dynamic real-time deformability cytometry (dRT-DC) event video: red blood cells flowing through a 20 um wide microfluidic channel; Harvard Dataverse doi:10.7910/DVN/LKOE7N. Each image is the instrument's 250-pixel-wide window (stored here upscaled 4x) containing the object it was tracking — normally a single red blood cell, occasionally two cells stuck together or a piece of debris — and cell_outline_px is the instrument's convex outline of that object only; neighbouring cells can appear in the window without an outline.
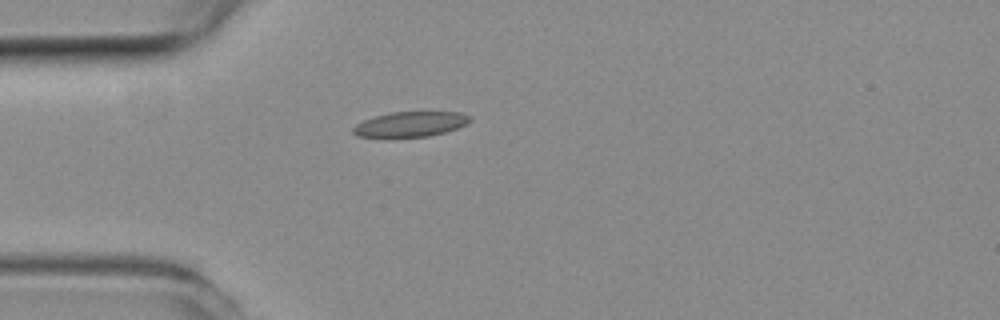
{"species": "common noctule bat (a hibernating species)", "species_latin": "Nyctalus noctula", "temperature_condition": "room temperature", "stored_images_in_passage": 34, "camera_frame_rate_fps": 3000, "um_per_image_px": 0.085, "animal": {"sex": "female", "body_mass_g": 19.3, "forearm_length_mm": 54.1}, "frame": {"image": 1, "passage_image": 1, "time_ms": 0.0, "image_size_px": [1000, 320], "cell_outline_px": [[472, 120], [456, 128], [444, 132], [428, 136], [356, 136], [352, 132], [352, 128], [356, 124], [364, 120], [376, 116], [392, 112], [460, 112], [468, 116]], "centroid_in_image_um": [34.87, 10.54], "position_along_channel_um": 50.1, "area_um2": 16.59}}
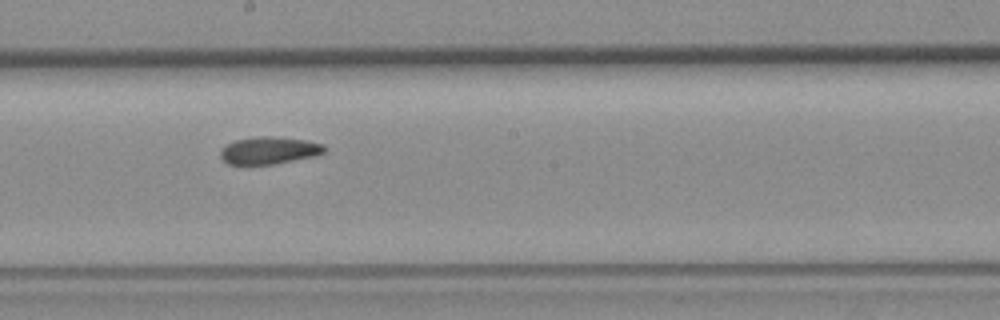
{"frame": {"image": 2, "passage_image": 15, "time_ms": 4.667, "image_size_px": [1000, 320], "cell_outline_px": [[324, 152], [316, 156], [272, 164], [248, 168], [244, 168], [228, 164], [220, 156], [220, 152], [228, 144], [236, 140], [260, 136], [272, 136], [304, 140], [324, 144]], "centroid_in_image_um": [22.82, 12.84], "position_along_channel_um": 225.4, "area_um2": 16.94}}
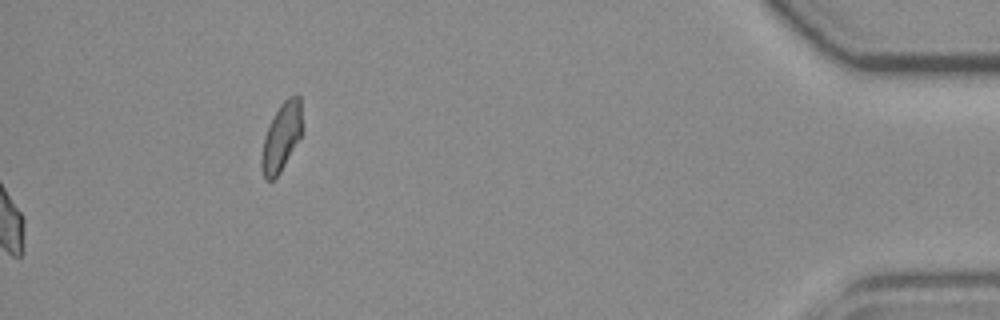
{"frame": {"image": 3, "passage_image": 34, "time_ms": 11.0, "image_size_px": [1000, 320], "cell_outline_px": [[300, 136], [280, 172], [272, 180], [264, 180], [260, 164], [260, 160], [264, 136], [280, 104], [288, 96], [296, 92], [300, 96]], "centroid_in_image_um": [23.88, 11.65], "position_along_channel_um": 411.3, "area_um2": 15.72}, "authors_computed_cell_mechanics": {"area_um2": 16.9643, "velocity_mm_per_s": 3.9668, "shape_relaxation_time_tau1_ms": null, "shape_relaxation_time_tau2_ms": 3.4786, "deformation_change_tau1": null, "deformation_change_tau2": 0.0947}}